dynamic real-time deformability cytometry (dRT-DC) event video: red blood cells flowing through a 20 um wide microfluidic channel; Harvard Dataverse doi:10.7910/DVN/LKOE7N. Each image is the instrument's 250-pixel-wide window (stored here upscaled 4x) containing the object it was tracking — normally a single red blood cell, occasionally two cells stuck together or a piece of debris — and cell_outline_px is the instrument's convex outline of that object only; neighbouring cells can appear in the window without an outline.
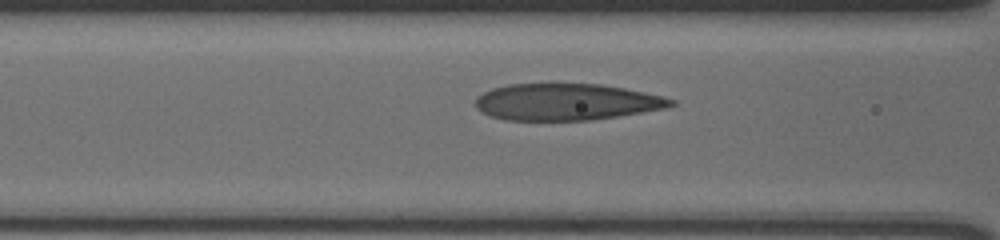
{"species": "human", "species_latin": "Homo sapiens", "temperature_condition": "cold", "stored_images_in_passage": 9, "camera_frame_rate_fps": 3000, "um_per_image_px": 0.085, "donor": {"sex": "male"}, "frame": {"image": 1, "passage_image": 3, "time_ms": 0.667, "image_size_px": [1000, 240], "cell_outline_px": [[676, 104], [664, 108], [592, 120], [508, 120], [492, 116], [476, 108], [476, 96], [492, 88], [508, 84], [548, 80], [600, 84], [624, 88], [664, 96], [676, 100]], "centroid_in_image_um": [48.11, 8.61], "position_along_channel_um": 118.5, "area_um2": 42.83}}
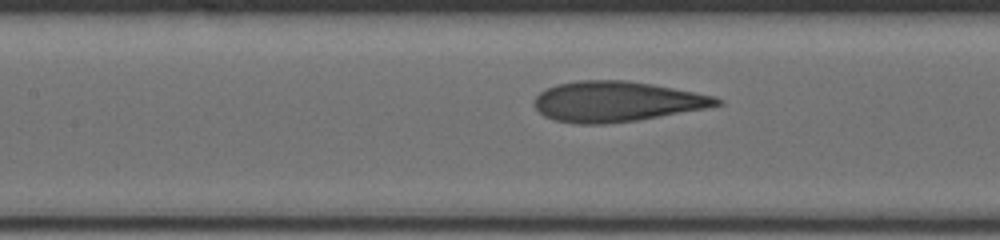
{"frame": {"image": 2, "passage_image": 6, "time_ms": 1.667, "image_size_px": [1000, 240], "cell_outline_px": [[724, 104], [704, 108], [636, 120], [604, 124], [576, 124], [552, 120], [544, 116], [532, 104], [536, 96], [540, 92], [556, 84], [580, 80], [628, 80], [652, 84], [716, 96], [724, 100]], "centroid_in_image_um": [52.38, 8.63], "position_along_channel_um": 155.0, "area_um2": 42.89}}